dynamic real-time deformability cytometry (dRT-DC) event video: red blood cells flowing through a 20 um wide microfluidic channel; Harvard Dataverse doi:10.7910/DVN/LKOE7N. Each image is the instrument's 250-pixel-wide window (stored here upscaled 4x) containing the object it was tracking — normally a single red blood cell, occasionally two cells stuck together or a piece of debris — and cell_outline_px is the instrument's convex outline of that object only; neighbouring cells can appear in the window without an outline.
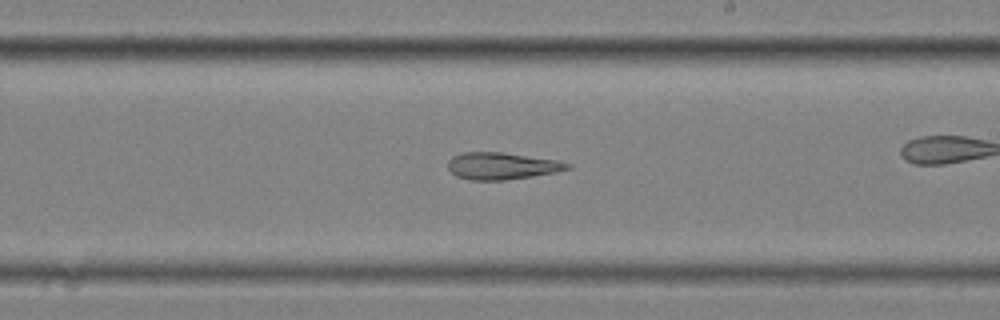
{"species": "common noctule bat (a hibernating species)", "species_latin": "Nyctalus noctula", "temperature_condition": "cold", "stored_images_in_passage": 47, "camera_frame_rate_fps": 3000, "um_per_image_px": 0.085, "animal": {"sex": "female", "body_mass_g": 25.1}, "frame": {"image": 1, "passage_image": 34, "time_ms": 11.0, "image_size_px": [1000, 320], "cell_outline_px": [[572, 168], [556, 172], [532, 176], [504, 180], [468, 180], [456, 176], [448, 168], [448, 160], [452, 156], [460, 152], [504, 152], [560, 160], [572, 164]], "centroid_in_image_um": [42.67, 14.09], "position_along_channel_um": 246.3, "area_um2": 19.07}}